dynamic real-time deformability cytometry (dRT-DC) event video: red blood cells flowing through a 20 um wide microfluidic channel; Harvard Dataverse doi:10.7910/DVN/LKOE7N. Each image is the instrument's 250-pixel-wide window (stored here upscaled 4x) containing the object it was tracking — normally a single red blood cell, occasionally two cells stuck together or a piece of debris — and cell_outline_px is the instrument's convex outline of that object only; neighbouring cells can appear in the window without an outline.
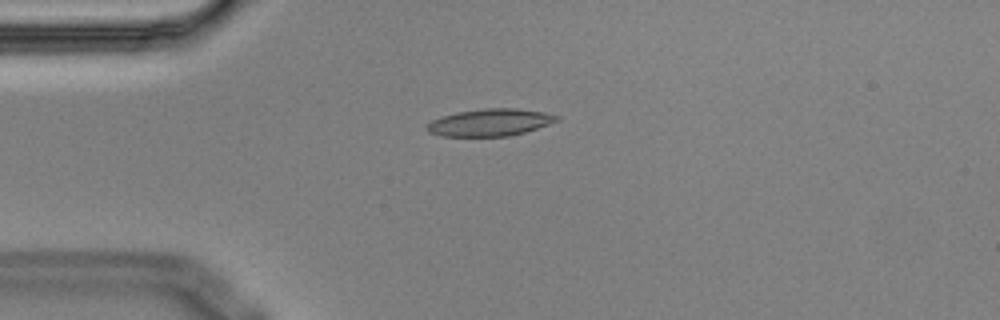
{"species": "Egyptian fruit bat (a non-hibernating species)", "species_latin": "Rousettus aegyptiacus", "temperature_condition": "cold", "stored_images_in_passage": 13, "camera_frame_rate_fps": 3000, "um_per_image_px": 0.085, "animal": {"sex": "male"}, "frame": {"image": 1, "passage_image": 4, "time_ms": 1.0, "image_size_px": [1000, 320], "cell_outline_px": [[560, 120], [524, 132], [508, 136], [444, 136], [428, 132], [424, 128], [432, 120], [456, 112], [484, 108], [516, 108], [544, 112], [560, 116]], "centroid_in_image_um": [41.65, 10.4], "position_along_channel_um": 43.3, "area_um2": 20.46}}
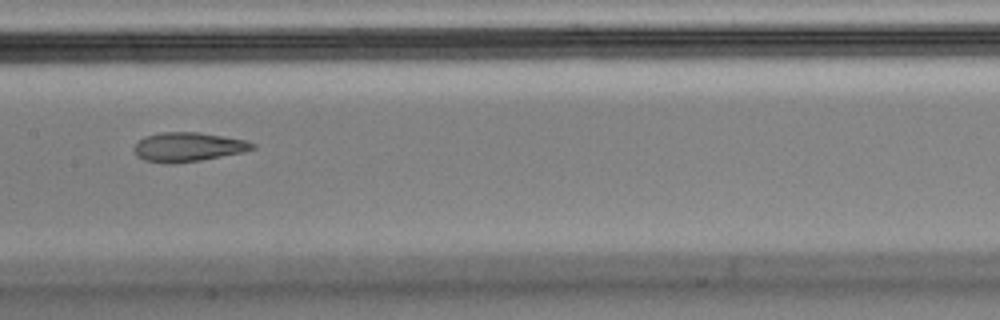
{"frame": {"image": 2, "passage_image": 8, "time_ms": 2.333, "image_size_px": [1000, 320], "cell_outline_px": [[256, 148], [244, 152], [200, 160], [172, 164], [164, 164], [144, 160], [136, 156], [132, 148], [144, 136], [160, 132], [196, 132], [248, 140], [256, 144]], "centroid_in_image_um": [15.97, 12.5], "position_along_channel_um": 191.4, "area_um2": 20.35}}